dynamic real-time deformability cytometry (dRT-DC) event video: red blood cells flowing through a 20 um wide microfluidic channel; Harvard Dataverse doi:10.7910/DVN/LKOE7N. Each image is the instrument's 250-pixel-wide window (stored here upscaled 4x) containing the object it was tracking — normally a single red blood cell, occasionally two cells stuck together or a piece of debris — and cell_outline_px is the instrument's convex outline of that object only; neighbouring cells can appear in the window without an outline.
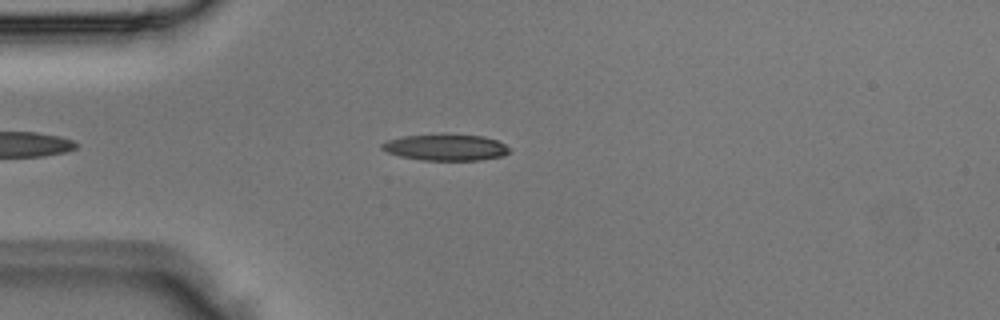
{"species": "Egyptian fruit bat (a non-hibernating species)", "species_latin": "Rousettus aegyptiacus", "temperature_condition": "room temperature", "stored_images_in_passage": 3, "camera_frame_rate_fps": 3000, "um_per_image_px": 0.085, "animal": {"sex": "male"}, "frame": {"image": 1, "passage_image": 3, "time_ms": 0.667, "image_size_px": [1000, 320], "cell_outline_px": [[512, 152], [504, 156], [480, 160], [424, 160], [400, 156], [388, 152], [380, 148], [380, 144], [388, 140], [404, 136], [444, 132], [484, 136], [496, 140], [512, 148]], "centroid_in_image_um": [37.94, 12.5], "position_along_channel_um": 47.1, "area_um2": 20.23}}